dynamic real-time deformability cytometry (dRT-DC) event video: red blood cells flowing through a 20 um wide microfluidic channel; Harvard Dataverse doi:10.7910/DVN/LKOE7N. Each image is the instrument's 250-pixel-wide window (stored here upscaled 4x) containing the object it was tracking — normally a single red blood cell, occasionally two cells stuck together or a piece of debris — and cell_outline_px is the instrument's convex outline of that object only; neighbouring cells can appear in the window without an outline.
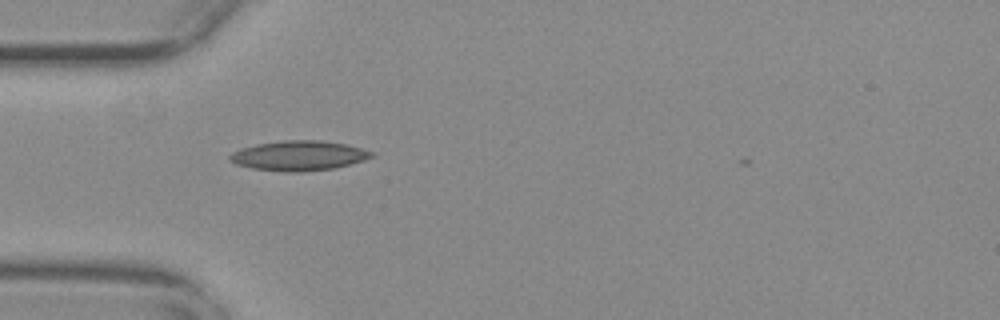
{"species": "common noctule bat (a hibernating species)", "species_latin": "Nyctalus noctula", "temperature_condition": "warm", "stored_images_in_passage": 27, "camera_frame_rate_fps": 3000, "um_per_image_px": 0.085, "animal": {"sex": "female", "body_mass_g": 29.2, "forearm_length_mm": 56.3}, "frame": {"image": 1, "passage_image": 1, "time_ms": 0.0, "image_size_px": [1000, 320], "cell_outline_px": [[372, 156], [364, 160], [332, 168], [300, 172], [284, 172], [252, 168], [236, 164], [228, 160], [228, 156], [232, 152], [240, 148], [256, 144], [284, 140], [320, 140], [344, 144], [360, 148], [372, 152]], "centroid_in_image_um": [25.32, 13.23], "position_along_channel_um": 59.7, "area_um2": 24.45}}
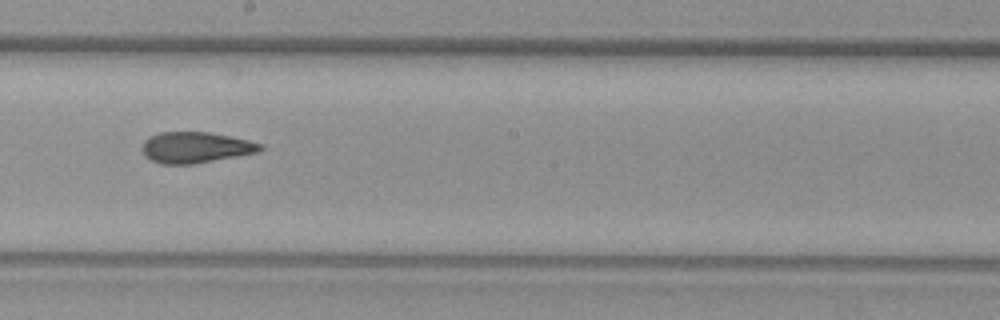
{"frame": {"image": 2, "passage_image": 15, "time_ms": 4.667, "image_size_px": [1000, 320], "cell_outline_px": [[264, 148], [256, 152], [192, 164], [160, 164], [144, 156], [144, 140], [160, 132], [208, 132], [248, 140], [264, 144]], "centroid_in_image_um": [16.62, 12.53], "position_along_channel_um": 231.6, "area_um2": 20.92}}
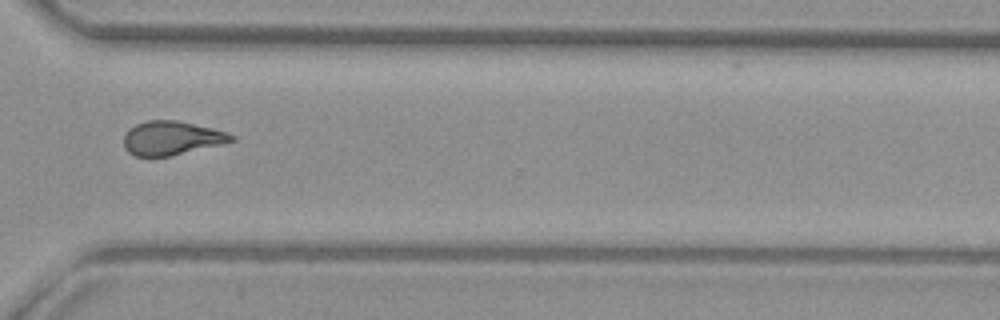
{"frame": {"image": 3, "passage_image": 25, "time_ms": 8.0, "image_size_px": [1000, 320], "cell_outline_px": [[236, 140], [224, 144], [172, 156], [136, 156], [128, 152], [124, 148], [124, 136], [128, 128], [136, 124], [148, 120], [176, 120], [212, 128], [228, 132], [236, 136]], "centroid_in_image_um": [14.61, 11.74], "position_along_channel_um": 356.0, "area_um2": 21.5}, "authors_computed_cell_mechanics": {"area_um2": 21.7328, "velocity_mm_per_s": 3.7378, "shape_relaxation_time_tau1_ms": null, "shape_relaxation_time_tau2_ms": 2.202, "deformation_change_tau1": null, "deformation_change_tau2": 0.0968}}